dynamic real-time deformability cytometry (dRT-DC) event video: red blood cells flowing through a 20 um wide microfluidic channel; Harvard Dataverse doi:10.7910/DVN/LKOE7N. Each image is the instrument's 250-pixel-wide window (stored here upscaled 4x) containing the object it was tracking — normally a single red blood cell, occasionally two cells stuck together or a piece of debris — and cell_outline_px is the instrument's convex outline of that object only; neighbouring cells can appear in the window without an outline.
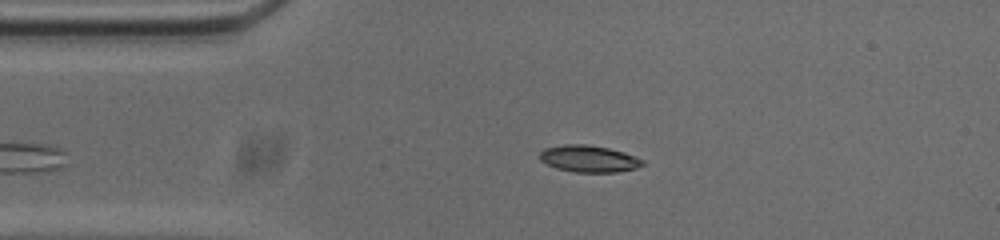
{"species": "common noctule bat (a hibernating species)", "species_latin": "Nyctalus noctula", "temperature_condition": "cold", "stored_images_in_passage": 36, "camera_frame_rate_fps": 3000, "um_per_image_px": 0.085, "animal": {"sex": "male", "body_mass_g": 20.0, "forearm_length_mm": 53.3}, "frame": {"image": 1, "passage_image": 4, "time_ms": 1.0, "image_size_px": [1000, 240], "cell_outline_px": [[644, 164], [636, 168], [616, 172], [572, 172], [556, 168], [540, 160], [540, 152], [544, 148], [564, 144], [588, 144], [608, 148], [624, 152], [644, 160]], "centroid_in_image_um": [50.04, 13.49], "position_along_channel_um": 35.0, "area_um2": 16.07}}
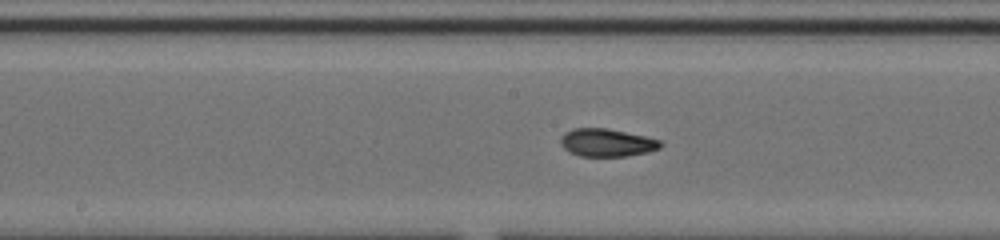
{"frame": {"image": 2, "passage_image": 19, "time_ms": 6.0, "image_size_px": [1000, 240], "cell_outline_px": [[664, 144], [660, 148], [648, 152], [628, 156], [580, 156], [564, 148], [560, 144], [560, 136], [564, 132], [572, 128], [608, 128], [644, 136], [660, 140]], "centroid_in_image_um": [51.58, 12.11], "position_along_channel_um": 196.6, "area_um2": 16.3}}
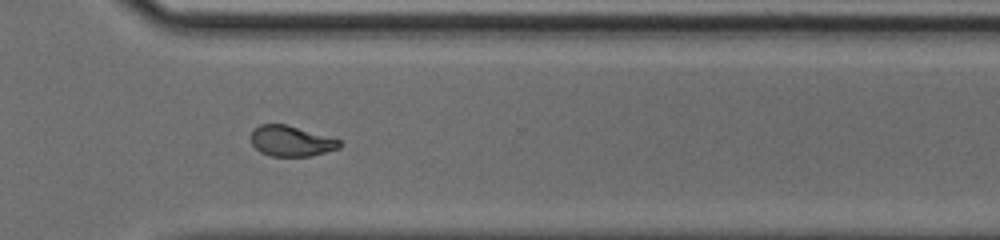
{"frame": {"image": 3, "passage_image": 31, "time_ms": 10.0, "image_size_px": [1000, 240], "cell_outline_px": [[340, 148], [312, 156], [272, 156], [260, 152], [252, 144], [252, 132], [260, 124], [288, 124], [340, 140]], "centroid_in_image_um": [24.76, 11.99], "position_along_channel_um": 345.8, "area_um2": 15.66}, "authors_computed_cell_mechanics": {"area_um2": 16.0106, "velocity_mm_per_s": 3.7319, "shape_relaxation_time_tau1_ms": 8.0706, "shape_relaxation_time_tau2_ms": 4.0435, "deformation_change_tau1": 0.2523, "deformation_change_tau2": 0.0828}}